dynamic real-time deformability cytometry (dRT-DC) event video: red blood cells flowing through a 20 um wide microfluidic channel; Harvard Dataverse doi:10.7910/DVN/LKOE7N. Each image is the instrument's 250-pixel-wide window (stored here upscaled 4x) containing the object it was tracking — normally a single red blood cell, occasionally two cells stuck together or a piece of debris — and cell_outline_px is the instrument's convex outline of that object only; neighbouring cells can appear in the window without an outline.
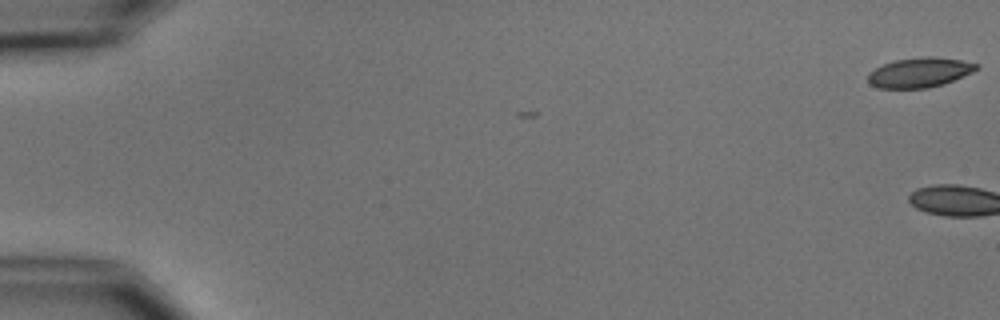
{"species": "common noctule bat (a hibernating species)", "species_latin": "Nyctalus noctula", "temperature_condition": "cold", "stored_images_in_passage": 9, "camera_frame_rate_fps": 3000, "um_per_image_px": 0.085, "animal": {"sex": "male", "body_mass_g": 15.6}, "frame": {"image": 1, "passage_image": 1, "time_ms": 0.0, "image_size_px": [1000, 320], "cell_outline_px": [[980, 68], [972, 72], [944, 84], [928, 88], [876, 88], [868, 80], [868, 72], [892, 60], [928, 56], [936, 56], [960, 60], [980, 64]], "centroid_in_image_um": [78.18, 6.15], "position_along_channel_um": 6.8, "area_um2": 18.9}}
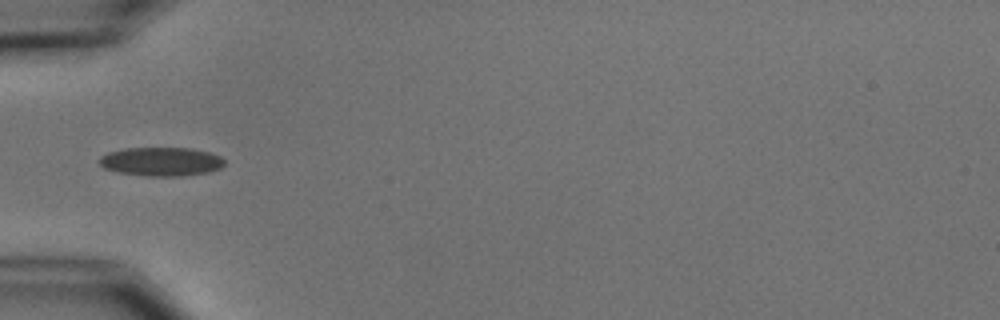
{"frame": {"image": 2, "passage_image": 6, "time_ms": 6.667, "image_size_px": [1000, 320], "cell_outline_px": [[224, 164], [220, 168], [208, 172], [184, 176], [148, 176], [120, 172], [104, 168], [100, 164], [100, 156], [108, 152], [124, 148], [192, 148], [208, 152], [220, 156], [224, 160]], "centroid_in_image_um": [13.71, 13.73], "position_along_channel_um": 71.3, "area_um2": 20.92}}
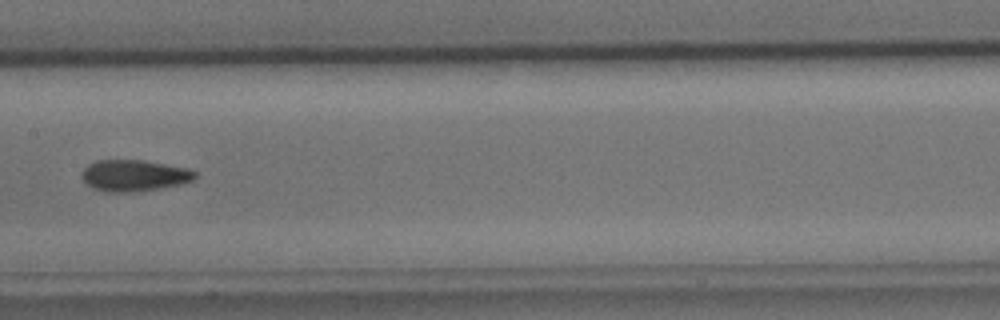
{"frame": {"image": 3, "passage_image": 9, "time_ms": 10.0, "image_size_px": [1000, 320], "cell_outline_px": [[196, 176], [192, 180], [180, 184], [132, 192], [108, 192], [92, 188], [80, 176], [84, 168], [88, 164], [96, 160], [144, 160], [188, 168], [196, 172]], "centroid_in_image_um": [11.37, 14.9], "position_along_channel_um": 196.0, "area_um2": 20.58}}